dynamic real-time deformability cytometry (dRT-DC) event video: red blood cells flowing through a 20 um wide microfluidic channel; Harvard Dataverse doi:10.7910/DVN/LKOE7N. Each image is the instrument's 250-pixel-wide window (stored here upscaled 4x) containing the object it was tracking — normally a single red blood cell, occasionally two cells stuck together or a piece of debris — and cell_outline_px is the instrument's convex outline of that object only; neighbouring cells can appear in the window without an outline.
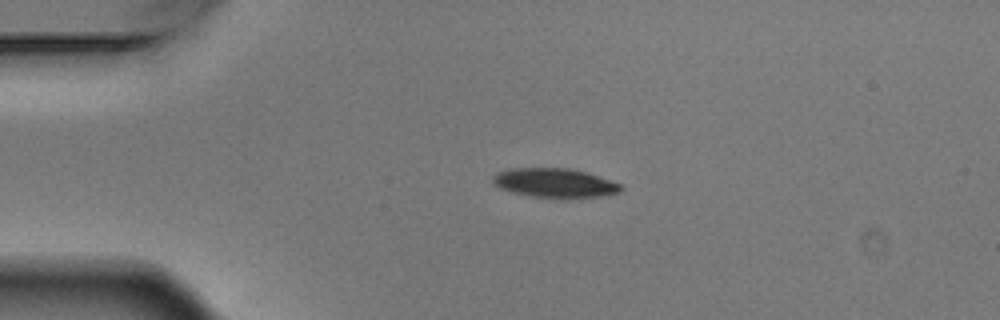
{"species": "Egyptian fruit bat (a non-hibernating species)", "species_latin": "Rousettus aegyptiacus", "temperature_condition": "warm", "stored_images_in_passage": 3, "camera_frame_rate_fps": 3000, "um_per_image_px": 0.085, "animal": {"sex": "male"}, "frame": {"image": 1, "passage_image": 2, "time_ms": 0.333, "image_size_px": [1000, 320], "cell_outline_px": [[624, 188], [620, 192], [604, 196], [568, 200], [532, 196], [512, 192], [500, 188], [492, 180], [492, 176], [496, 172], [512, 168], [568, 168], [584, 172], [620, 184]], "centroid_in_image_um": [47.16, 15.58], "position_along_channel_um": 37.8, "area_um2": 22.08}}